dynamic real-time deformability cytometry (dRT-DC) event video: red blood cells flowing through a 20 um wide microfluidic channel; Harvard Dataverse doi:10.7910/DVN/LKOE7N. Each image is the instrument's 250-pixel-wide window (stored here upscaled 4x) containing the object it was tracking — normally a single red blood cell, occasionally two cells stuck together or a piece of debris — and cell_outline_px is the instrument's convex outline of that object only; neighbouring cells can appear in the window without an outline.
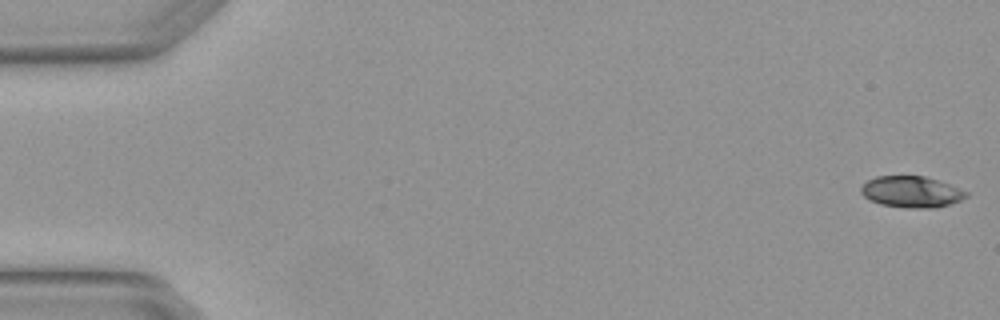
{"species": "Egyptian fruit bat (a non-hibernating species)", "species_latin": "Rousettus aegyptiacus", "temperature_condition": "warm", "stored_images_in_passage": 5, "camera_frame_rate_fps": 3000, "um_per_image_px": 0.085, "animal": {"sex": "female"}, "frame": {"image": 1, "passage_image": 1, "time_ms": 0.0, "image_size_px": [1000, 320], "cell_outline_px": [[968, 196], [960, 200], [936, 208], [904, 208], [880, 204], [868, 200], [860, 192], [860, 188], [868, 180], [876, 176], [924, 176], [948, 184], [968, 192]], "centroid_in_image_um": [77.43, 16.32], "position_along_channel_um": 7.6, "area_um2": 19.13}}
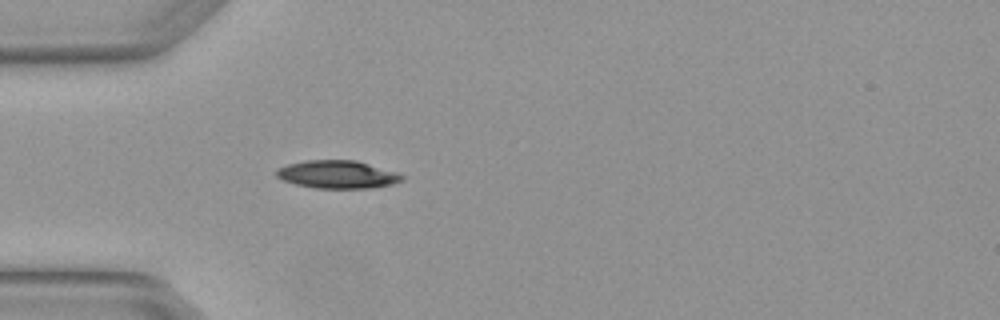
{"frame": {"image": 2, "passage_image": 5, "time_ms": 1.333, "image_size_px": [1000, 320], "cell_outline_px": [[404, 180], [392, 184], [372, 188], [316, 188], [296, 184], [284, 180], [276, 176], [276, 172], [280, 168], [288, 164], [304, 160], [356, 160], [396, 172], [404, 176]], "centroid_in_image_um": [28.71, 14.83], "position_along_channel_um": 56.3, "area_um2": 20.29}}